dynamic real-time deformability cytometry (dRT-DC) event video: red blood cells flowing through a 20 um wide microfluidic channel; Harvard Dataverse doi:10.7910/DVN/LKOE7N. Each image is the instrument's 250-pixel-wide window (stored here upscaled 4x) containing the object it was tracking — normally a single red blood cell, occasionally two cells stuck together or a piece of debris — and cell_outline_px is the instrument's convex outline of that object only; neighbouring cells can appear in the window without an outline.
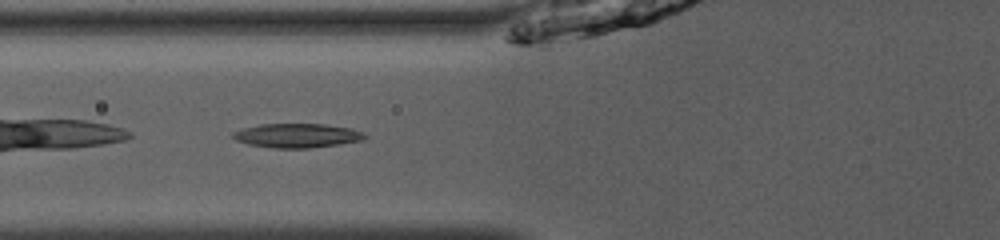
{"species": "common noctule bat (a hibernating species)", "species_latin": "Nyctalus noctula", "temperature_condition": "room temperature", "stored_images_in_passage": 32, "camera_frame_rate_fps": 3000, "um_per_image_px": 0.085, "animal": {"sex": "male", "body_mass_g": 13.0, "forearm_length_mm": 53.1}, "frame": {"image": 1, "passage_image": 3, "time_ms": 0.667, "image_size_px": [1000, 240], "cell_outline_px": [[368, 136], [364, 140], [340, 144], [308, 148], [272, 148], [248, 144], [236, 140], [232, 136], [232, 132], [240, 128], [260, 124], [324, 124], [352, 128], [364, 132]], "centroid_in_image_um": [25.26, 11.52], "position_along_channel_um": 100.5, "area_um2": 18.79}}
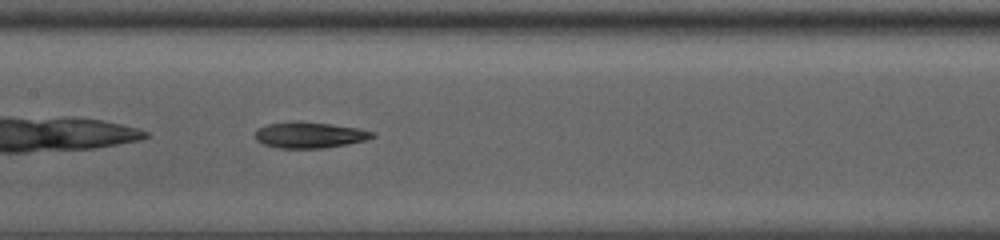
{"frame": {"image": 2, "passage_image": 9, "time_ms": 2.667, "image_size_px": [1000, 240], "cell_outline_px": [[376, 136], [368, 140], [348, 144], [324, 148], [280, 148], [264, 144], [256, 140], [256, 132], [260, 128], [268, 124], [296, 120], [300, 120], [332, 124], [360, 128], [376, 132]], "centroid_in_image_um": [26.39, 11.46], "position_along_channel_um": 181.0, "area_um2": 18.03}}
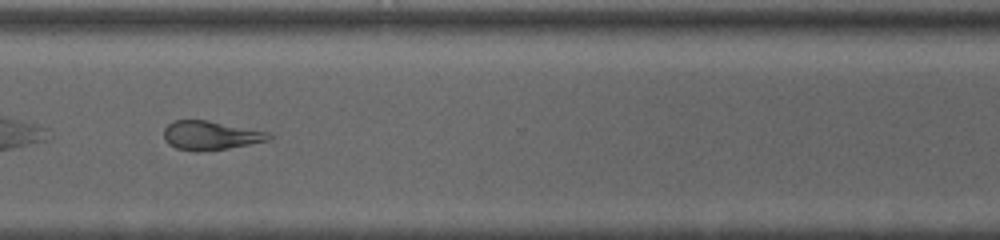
{"frame": {"image": 3, "passage_image": 22, "time_ms": 7.0, "image_size_px": [1000, 240], "cell_outline_px": [[272, 140], [228, 148], [196, 152], [176, 148], [168, 144], [164, 140], [164, 128], [172, 120], [208, 120], [268, 132], [272, 136]], "centroid_in_image_um": [17.88, 11.51], "position_along_channel_um": 352.7, "area_um2": 17.8}, "authors_computed_cell_mechanics": {"area_um2": 17.9469, "velocity_mm_per_s": 3.9815, "shape_relaxation_time_tau1_ms": 4.4012, "shape_relaxation_time_tau2_ms": 5.6735, "deformation_change_tau1": 0.1465, "deformation_change_tau2": 0.185}}